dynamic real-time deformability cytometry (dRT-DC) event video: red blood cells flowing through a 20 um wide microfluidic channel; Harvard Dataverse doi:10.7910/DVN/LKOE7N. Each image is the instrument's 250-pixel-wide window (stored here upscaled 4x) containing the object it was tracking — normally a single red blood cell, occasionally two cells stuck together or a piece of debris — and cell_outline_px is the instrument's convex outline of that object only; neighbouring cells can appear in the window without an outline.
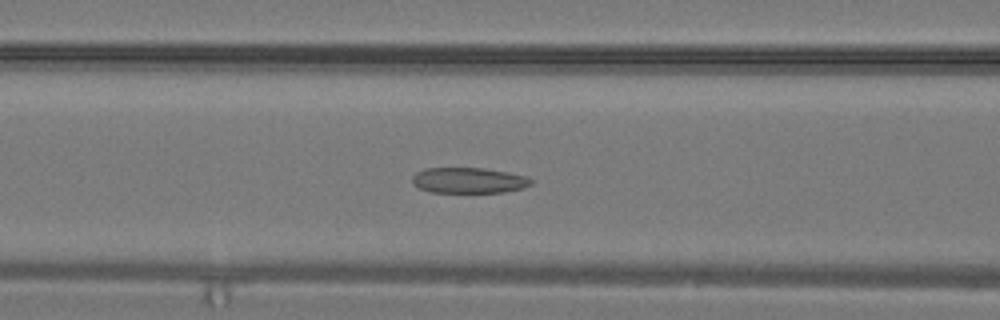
{"species": "common noctule bat (a hibernating species)", "species_latin": "Nyctalus noctula", "temperature_condition": "warm", "stored_images_in_passage": 32, "camera_frame_rate_fps": 3000, "um_per_image_px": 0.085, "animal": {"sex": "male", "body_mass_g": 19.2, "forearm_length_mm": 51.8}, "frame": {"image": 1, "passage_image": 13, "time_ms": 4.0, "image_size_px": [1000, 320], "cell_outline_px": [[532, 184], [524, 188], [504, 192], [428, 192], [420, 188], [412, 180], [412, 176], [416, 172], [424, 168], [484, 168], [524, 176], [532, 180]], "centroid_in_image_um": [39.82, 15.33], "position_along_channel_um": 126.8, "area_um2": 17.57}}
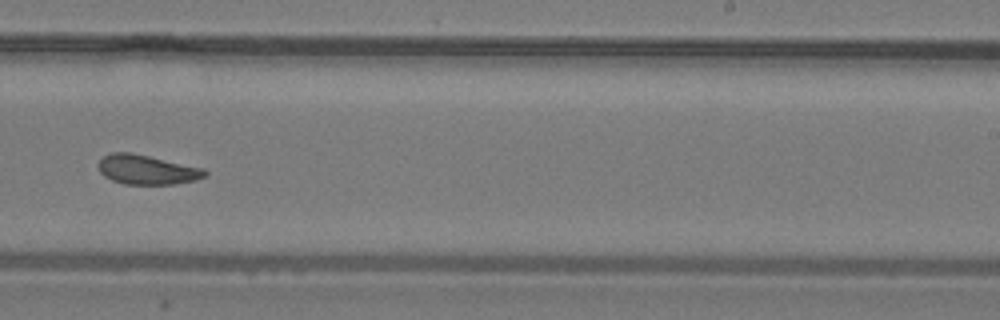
{"frame": {"image": 2, "passage_image": 20, "time_ms": 6.333, "image_size_px": [1000, 320], "cell_outline_px": [[208, 176], [196, 180], [172, 184], [124, 184], [112, 180], [104, 176], [100, 172], [100, 160], [108, 152], [132, 152], [204, 168], [208, 172]], "centroid_in_image_um": [12.52, 14.41], "position_along_channel_um": 276.5, "area_um2": 18.38}}
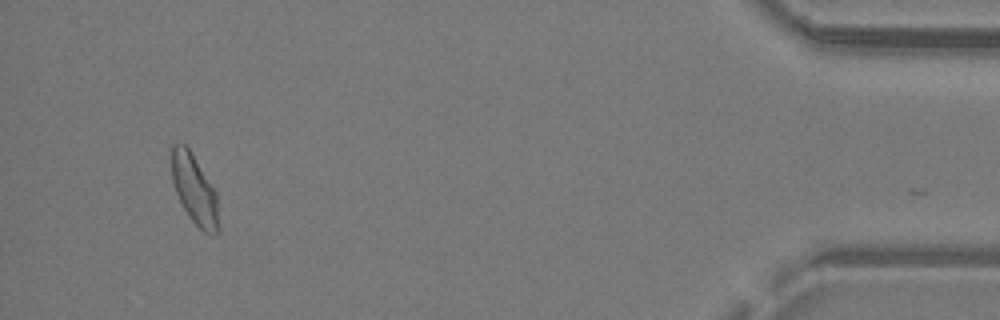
{"frame": {"image": 3, "passage_image": 30, "time_ms": 9.667, "image_size_px": [1000, 320], "cell_outline_px": [[220, 232], [216, 236], [208, 236], [188, 216], [176, 192], [172, 180], [172, 144], [184, 144], [192, 152], [216, 192], [220, 228]], "centroid_in_image_um": [16.57, 16.18], "position_along_channel_um": 418.6, "area_um2": 19.19}}